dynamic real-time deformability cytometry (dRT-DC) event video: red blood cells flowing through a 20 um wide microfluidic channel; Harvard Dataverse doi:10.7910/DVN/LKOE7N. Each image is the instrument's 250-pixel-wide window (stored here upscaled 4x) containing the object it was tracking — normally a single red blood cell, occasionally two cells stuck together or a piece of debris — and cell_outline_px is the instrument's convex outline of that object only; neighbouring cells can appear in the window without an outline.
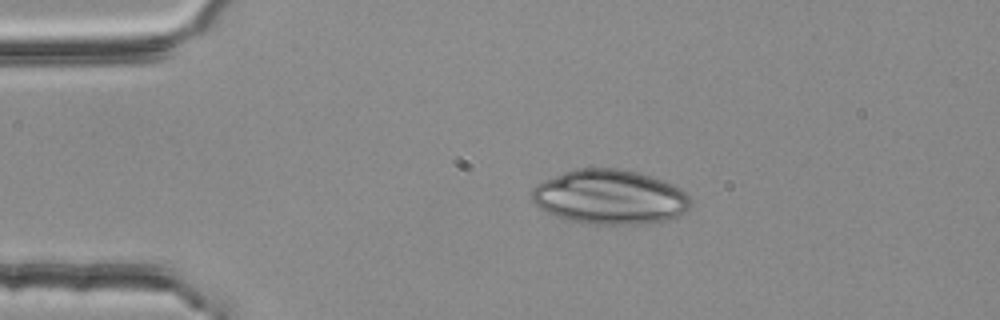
{"species": "common noctule bat (a hibernating species)", "species_latin": "Nyctalus noctula", "temperature_condition": "room temperature", "stored_images_in_passage": 43, "camera_frame_rate_fps": 3000, "um_per_image_px": 0.085, "animal": {"sex": "female", "body_mass_g": 25.1}, "frame": {"image": 1, "passage_image": 1, "time_ms": 0.0, "image_size_px": [1000, 320], "cell_outline_px": [[692, 204], [684, 212], [676, 216], [664, 220], [644, 224], [588, 224], [568, 220], [556, 216], [540, 208], [532, 200], [532, 188], [536, 184], [544, 180], [572, 168], [616, 168], [636, 172], [652, 176], [676, 184], [688, 196]], "centroid_in_image_um": [51.83, 16.74], "position_along_channel_um": 33.2, "area_um2": 50.63}}
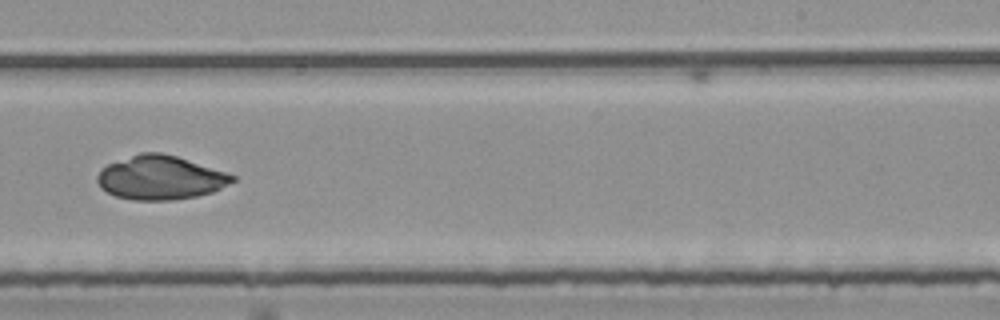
{"frame": {"image": 2, "passage_image": 24, "time_ms": 7.667, "image_size_px": [1000, 320], "cell_outline_px": [[236, 180], [212, 192], [196, 196], [172, 200], [132, 200], [116, 196], [100, 188], [96, 180], [96, 176], [108, 164], [140, 152], [160, 152], [176, 156], [236, 176]], "centroid_in_image_um": [13.6, 15.11], "position_along_channel_um": 275.4, "area_um2": 34.22}}
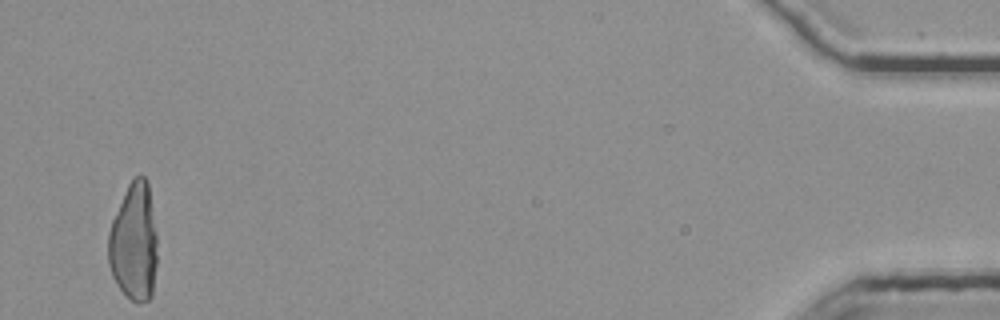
{"frame": {"image": 3, "passage_image": 43, "time_ms": 14.0, "image_size_px": [1000, 320], "cell_outline_px": [[156, 264], [152, 296], [148, 300], [136, 304], [120, 288], [112, 276], [108, 264], [108, 232], [112, 220], [124, 192], [128, 184], [136, 176], [144, 176], [148, 180], [156, 232]], "centroid_in_image_um": [11.38, 20.59], "position_along_channel_um": 423.8, "area_um2": 33.76}}